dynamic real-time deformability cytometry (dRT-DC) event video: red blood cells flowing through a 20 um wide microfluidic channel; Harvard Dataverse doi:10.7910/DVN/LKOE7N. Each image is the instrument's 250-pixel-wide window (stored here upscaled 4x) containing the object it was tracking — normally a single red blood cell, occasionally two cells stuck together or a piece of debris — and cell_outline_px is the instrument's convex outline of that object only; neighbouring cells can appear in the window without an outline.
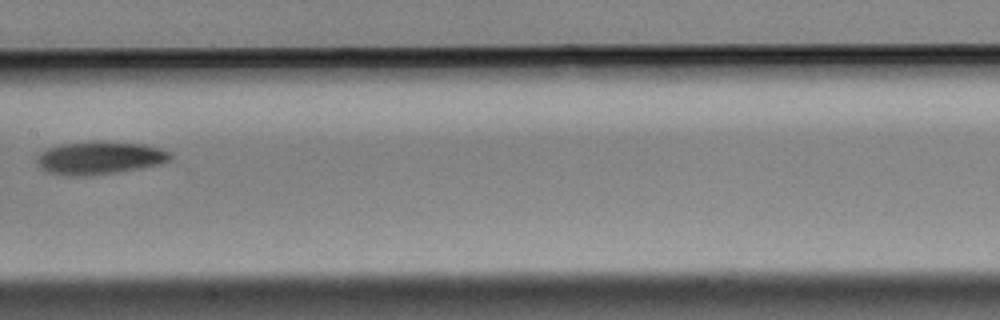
{"species": "Egyptian fruit bat (a non-hibernating species)", "species_latin": "Rousettus aegyptiacus", "temperature_condition": "cold", "stored_images_in_passage": 15, "camera_frame_rate_fps": 3000, "um_per_image_px": 0.085, "animal": {"sex": "male"}, "frame": {"image": 1, "passage_image": 7, "time_ms": 2.0, "image_size_px": [1000, 320], "cell_outline_px": [[172, 160], [160, 164], [120, 172], [92, 176], [64, 176], [44, 172], [36, 164], [36, 160], [40, 152], [48, 148], [60, 144], [96, 140], [104, 140], [144, 144], [160, 148], [172, 152]], "centroid_in_image_um": [8.46, 13.42], "position_along_channel_um": 198.9, "area_um2": 26.47}}
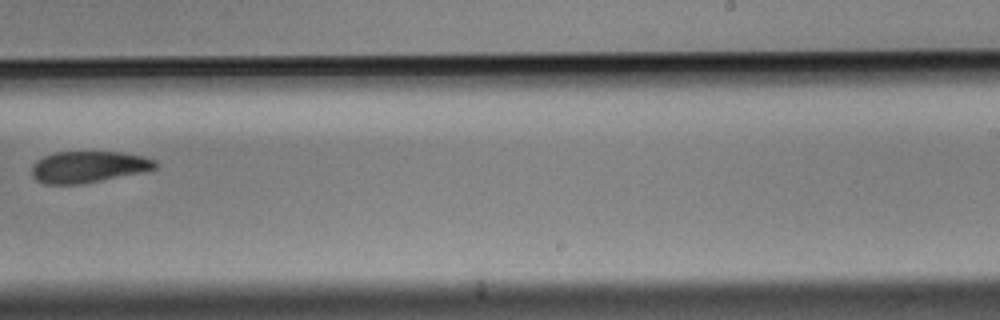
{"frame": {"image": 2, "passage_image": 9, "time_ms": 2.667, "image_size_px": [1000, 320], "cell_outline_px": [[156, 168], [144, 172], [80, 184], [44, 184], [36, 180], [32, 176], [32, 164], [36, 160], [44, 156], [56, 152], [120, 152], [144, 156], [156, 160]], "centroid_in_image_um": [7.5, 14.18], "position_along_channel_um": 281.5, "area_um2": 22.72}}
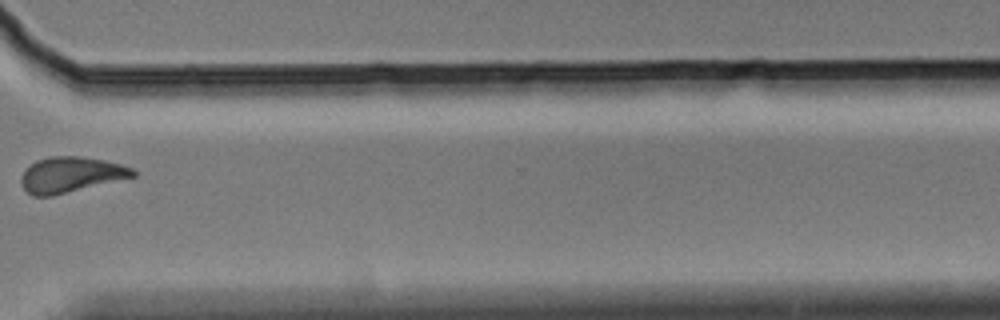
{"frame": {"image": 3, "passage_image": 11, "time_ms": 3.333, "image_size_px": [1000, 320], "cell_outline_px": [[136, 176], [52, 196], [32, 196], [24, 188], [20, 180], [20, 176], [24, 168], [36, 160], [48, 156], [80, 156], [104, 160], [120, 164], [132, 168], [136, 172]], "centroid_in_image_um": [5.97, 14.84], "position_along_channel_um": 364.6, "area_um2": 23.24}}